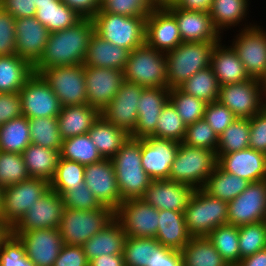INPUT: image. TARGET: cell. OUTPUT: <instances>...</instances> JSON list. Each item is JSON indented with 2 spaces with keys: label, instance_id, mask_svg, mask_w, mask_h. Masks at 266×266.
I'll return each mask as SVG.
<instances>
[{
  "label": "cell",
  "instance_id": "24",
  "mask_svg": "<svg viewBox=\"0 0 266 266\" xmlns=\"http://www.w3.org/2000/svg\"><path fill=\"white\" fill-rule=\"evenodd\" d=\"M217 165L224 171L257 182L266 179V154L252 148L231 153H216Z\"/></svg>",
  "mask_w": 266,
  "mask_h": 266
},
{
  "label": "cell",
  "instance_id": "18",
  "mask_svg": "<svg viewBox=\"0 0 266 266\" xmlns=\"http://www.w3.org/2000/svg\"><path fill=\"white\" fill-rule=\"evenodd\" d=\"M11 232L22 241L27 257L35 266H53L64 245L58 228Z\"/></svg>",
  "mask_w": 266,
  "mask_h": 266
},
{
  "label": "cell",
  "instance_id": "31",
  "mask_svg": "<svg viewBox=\"0 0 266 266\" xmlns=\"http://www.w3.org/2000/svg\"><path fill=\"white\" fill-rule=\"evenodd\" d=\"M130 51L93 34L88 44L84 66L124 70Z\"/></svg>",
  "mask_w": 266,
  "mask_h": 266
},
{
  "label": "cell",
  "instance_id": "42",
  "mask_svg": "<svg viewBox=\"0 0 266 266\" xmlns=\"http://www.w3.org/2000/svg\"><path fill=\"white\" fill-rule=\"evenodd\" d=\"M207 238L228 265L240 263L238 227L230 224L220 225L212 230Z\"/></svg>",
  "mask_w": 266,
  "mask_h": 266
},
{
  "label": "cell",
  "instance_id": "60",
  "mask_svg": "<svg viewBox=\"0 0 266 266\" xmlns=\"http://www.w3.org/2000/svg\"><path fill=\"white\" fill-rule=\"evenodd\" d=\"M21 115L22 105L19 93H0V127Z\"/></svg>",
  "mask_w": 266,
  "mask_h": 266
},
{
  "label": "cell",
  "instance_id": "46",
  "mask_svg": "<svg viewBox=\"0 0 266 266\" xmlns=\"http://www.w3.org/2000/svg\"><path fill=\"white\" fill-rule=\"evenodd\" d=\"M250 119L236 118L220 135L216 153H231L249 148Z\"/></svg>",
  "mask_w": 266,
  "mask_h": 266
},
{
  "label": "cell",
  "instance_id": "52",
  "mask_svg": "<svg viewBox=\"0 0 266 266\" xmlns=\"http://www.w3.org/2000/svg\"><path fill=\"white\" fill-rule=\"evenodd\" d=\"M218 141L219 136L217 133L205 119H201L187 126L182 143L216 153Z\"/></svg>",
  "mask_w": 266,
  "mask_h": 266
},
{
  "label": "cell",
  "instance_id": "9",
  "mask_svg": "<svg viewBox=\"0 0 266 266\" xmlns=\"http://www.w3.org/2000/svg\"><path fill=\"white\" fill-rule=\"evenodd\" d=\"M115 217V212L102 206L95 210L65 208L58 226L65 245L82 246Z\"/></svg>",
  "mask_w": 266,
  "mask_h": 266
},
{
  "label": "cell",
  "instance_id": "6",
  "mask_svg": "<svg viewBox=\"0 0 266 266\" xmlns=\"http://www.w3.org/2000/svg\"><path fill=\"white\" fill-rule=\"evenodd\" d=\"M92 22L95 34L130 52L145 43V16H124L100 9Z\"/></svg>",
  "mask_w": 266,
  "mask_h": 266
},
{
  "label": "cell",
  "instance_id": "70",
  "mask_svg": "<svg viewBox=\"0 0 266 266\" xmlns=\"http://www.w3.org/2000/svg\"><path fill=\"white\" fill-rule=\"evenodd\" d=\"M19 266H35L34 263L26 256L22 261H20Z\"/></svg>",
  "mask_w": 266,
  "mask_h": 266
},
{
  "label": "cell",
  "instance_id": "8",
  "mask_svg": "<svg viewBox=\"0 0 266 266\" xmlns=\"http://www.w3.org/2000/svg\"><path fill=\"white\" fill-rule=\"evenodd\" d=\"M50 189V182L30 177L0 191V220L11 230Z\"/></svg>",
  "mask_w": 266,
  "mask_h": 266
},
{
  "label": "cell",
  "instance_id": "37",
  "mask_svg": "<svg viewBox=\"0 0 266 266\" xmlns=\"http://www.w3.org/2000/svg\"><path fill=\"white\" fill-rule=\"evenodd\" d=\"M183 266H227L207 236L191 237L181 250Z\"/></svg>",
  "mask_w": 266,
  "mask_h": 266
},
{
  "label": "cell",
  "instance_id": "50",
  "mask_svg": "<svg viewBox=\"0 0 266 266\" xmlns=\"http://www.w3.org/2000/svg\"><path fill=\"white\" fill-rule=\"evenodd\" d=\"M29 178L22 154L0 151V189Z\"/></svg>",
  "mask_w": 266,
  "mask_h": 266
},
{
  "label": "cell",
  "instance_id": "51",
  "mask_svg": "<svg viewBox=\"0 0 266 266\" xmlns=\"http://www.w3.org/2000/svg\"><path fill=\"white\" fill-rule=\"evenodd\" d=\"M85 166L75 161L59 158L50 189H72L84 182Z\"/></svg>",
  "mask_w": 266,
  "mask_h": 266
},
{
  "label": "cell",
  "instance_id": "13",
  "mask_svg": "<svg viewBox=\"0 0 266 266\" xmlns=\"http://www.w3.org/2000/svg\"><path fill=\"white\" fill-rule=\"evenodd\" d=\"M266 221V179L250 182L228 202V224L242 226Z\"/></svg>",
  "mask_w": 266,
  "mask_h": 266
},
{
  "label": "cell",
  "instance_id": "63",
  "mask_svg": "<svg viewBox=\"0 0 266 266\" xmlns=\"http://www.w3.org/2000/svg\"><path fill=\"white\" fill-rule=\"evenodd\" d=\"M82 18H93L101 9V0H61Z\"/></svg>",
  "mask_w": 266,
  "mask_h": 266
},
{
  "label": "cell",
  "instance_id": "22",
  "mask_svg": "<svg viewBox=\"0 0 266 266\" xmlns=\"http://www.w3.org/2000/svg\"><path fill=\"white\" fill-rule=\"evenodd\" d=\"M182 42L175 17L166 8H154L146 17L145 43L166 53Z\"/></svg>",
  "mask_w": 266,
  "mask_h": 266
},
{
  "label": "cell",
  "instance_id": "25",
  "mask_svg": "<svg viewBox=\"0 0 266 266\" xmlns=\"http://www.w3.org/2000/svg\"><path fill=\"white\" fill-rule=\"evenodd\" d=\"M165 8L175 17L183 42L223 40L213 25L209 12L183 10L173 4Z\"/></svg>",
  "mask_w": 266,
  "mask_h": 266
},
{
  "label": "cell",
  "instance_id": "39",
  "mask_svg": "<svg viewBox=\"0 0 266 266\" xmlns=\"http://www.w3.org/2000/svg\"><path fill=\"white\" fill-rule=\"evenodd\" d=\"M35 17L50 33L68 29L82 19L61 0H56L52 4L36 6Z\"/></svg>",
  "mask_w": 266,
  "mask_h": 266
},
{
  "label": "cell",
  "instance_id": "5",
  "mask_svg": "<svg viewBox=\"0 0 266 266\" xmlns=\"http://www.w3.org/2000/svg\"><path fill=\"white\" fill-rule=\"evenodd\" d=\"M216 165L215 152L180 142L171 165L169 180L184 183L194 189L203 188Z\"/></svg>",
  "mask_w": 266,
  "mask_h": 266
},
{
  "label": "cell",
  "instance_id": "23",
  "mask_svg": "<svg viewBox=\"0 0 266 266\" xmlns=\"http://www.w3.org/2000/svg\"><path fill=\"white\" fill-rule=\"evenodd\" d=\"M16 55L34 66L42 57L49 30L36 17L15 19Z\"/></svg>",
  "mask_w": 266,
  "mask_h": 266
},
{
  "label": "cell",
  "instance_id": "66",
  "mask_svg": "<svg viewBox=\"0 0 266 266\" xmlns=\"http://www.w3.org/2000/svg\"><path fill=\"white\" fill-rule=\"evenodd\" d=\"M238 266H266V249L241 259Z\"/></svg>",
  "mask_w": 266,
  "mask_h": 266
},
{
  "label": "cell",
  "instance_id": "47",
  "mask_svg": "<svg viewBox=\"0 0 266 266\" xmlns=\"http://www.w3.org/2000/svg\"><path fill=\"white\" fill-rule=\"evenodd\" d=\"M186 128L187 125L183 122L175 106L169 100L164 105L157 121V128L151 136L159 139H170L182 142Z\"/></svg>",
  "mask_w": 266,
  "mask_h": 266
},
{
  "label": "cell",
  "instance_id": "11",
  "mask_svg": "<svg viewBox=\"0 0 266 266\" xmlns=\"http://www.w3.org/2000/svg\"><path fill=\"white\" fill-rule=\"evenodd\" d=\"M255 23L251 27L240 29L230 41L251 78L261 80L266 73V29Z\"/></svg>",
  "mask_w": 266,
  "mask_h": 266
},
{
  "label": "cell",
  "instance_id": "32",
  "mask_svg": "<svg viewBox=\"0 0 266 266\" xmlns=\"http://www.w3.org/2000/svg\"><path fill=\"white\" fill-rule=\"evenodd\" d=\"M127 236L121 223L114 217L100 232L82 246L88 261L106 254H123Z\"/></svg>",
  "mask_w": 266,
  "mask_h": 266
},
{
  "label": "cell",
  "instance_id": "38",
  "mask_svg": "<svg viewBox=\"0 0 266 266\" xmlns=\"http://www.w3.org/2000/svg\"><path fill=\"white\" fill-rule=\"evenodd\" d=\"M249 183L246 179L230 174L216 165L203 189L211 196L229 202L239 196Z\"/></svg>",
  "mask_w": 266,
  "mask_h": 266
},
{
  "label": "cell",
  "instance_id": "65",
  "mask_svg": "<svg viewBox=\"0 0 266 266\" xmlns=\"http://www.w3.org/2000/svg\"><path fill=\"white\" fill-rule=\"evenodd\" d=\"M89 266H125L123 254H106L89 261Z\"/></svg>",
  "mask_w": 266,
  "mask_h": 266
},
{
  "label": "cell",
  "instance_id": "53",
  "mask_svg": "<svg viewBox=\"0 0 266 266\" xmlns=\"http://www.w3.org/2000/svg\"><path fill=\"white\" fill-rule=\"evenodd\" d=\"M62 196L65 208L78 210H95L102 207L93 193L83 182L72 189H51Z\"/></svg>",
  "mask_w": 266,
  "mask_h": 266
},
{
  "label": "cell",
  "instance_id": "26",
  "mask_svg": "<svg viewBox=\"0 0 266 266\" xmlns=\"http://www.w3.org/2000/svg\"><path fill=\"white\" fill-rule=\"evenodd\" d=\"M194 191L184 183L152 180L141 199L157 210L184 212Z\"/></svg>",
  "mask_w": 266,
  "mask_h": 266
},
{
  "label": "cell",
  "instance_id": "57",
  "mask_svg": "<svg viewBox=\"0 0 266 266\" xmlns=\"http://www.w3.org/2000/svg\"><path fill=\"white\" fill-rule=\"evenodd\" d=\"M15 18L0 7V56L16 54Z\"/></svg>",
  "mask_w": 266,
  "mask_h": 266
},
{
  "label": "cell",
  "instance_id": "43",
  "mask_svg": "<svg viewBox=\"0 0 266 266\" xmlns=\"http://www.w3.org/2000/svg\"><path fill=\"white\" fill-rule=\"evenodd\" d=\"M60 158L75 161L84 166L104 159L88 133L63 139Z\"/></svg>",
  "mask_w": 266,
  "mask_h": 266
},
{
  "label": "cell",
  "instance_id": "19",
  "mask_svg": "<svg viewBox=\"0 0 266 266\" xmlns=\"http://www.w3.org/2000/svg\"><path fill=\"white\" fill-rule=\"evenodd\" d=\"M180 142L152 136L141 138V161L152 180H169Z\"/></svg>",
  "mask_w": 266,
  "mask_h": 266
},
{
  "label": "cell",
  "instance_id": "55",
  "mask_svg": "<svg viewBox=\"0 0 266 266\" xmlns=\"http://www.w3.org/2000/svg\"><path fill=\"white\" fill-rule=\"evenodd\" d=\"M235 114L219 101L207 103L204 119L219 136L236 120Z\"/></svg>",
  "mask_w": 266,
  "mask_h": 266
},
{
  "label": "cell",
  "instance_id": "29",
  "mask_svg": "<svg viewBox=\"0 0 266 266\" xmlns=\"http://www.w3.org/2000/svg\"><path fill=\"white\" fill-rule=\"evenodd\" d=\"M100 116L101 111L88 104L62 107L57 116L61 138L87 134Z\"/></svg>",
  "mask_w": 266,
  "mask_h": 266
},
{
  "label": "cell",
  "instance_id": "34",
  "mask_svg": "<svg viewBox=\"0 0 266 266\" xmlns=\"http://www.w3.org/2000/svg\"><path fill=\"white\" fill-rule=\"evenodd\" d=\"M33 74V66L18 55L0 56V93H19Z\"/></svg>",
  "mask_w": 266,
  "mask_h": 266
},
{
  "label": "cell",
  "instance_id": "56",
  "mask_svg": "<svg viewBox=\"0 0 266 266\" xmlns=\"http://www.w3.org/2000/svg\"><path fill=\"white\" fill-rule=\"evenodd\" d=\"M26 256L22 241L10 231L0 245V266H19Z\"/></svg>",
  "mask_w": 266,
  "mask_h": 266
},
{
  "label": "cell",
  "instance_id": "62",
  "mask_svg": "<svg viewBox=\"0 0 266 266\" xmlns=\"http://www.w3.org/2000/svg\"><path fill=\"white\" fill-rule=\"evenodd\" d=\"M151 266H183L182 253L160 245L154 249V260Z\"/></svg>",
  "mask_w": 266,
  "mask_h": 266
},
{
  "label": "cell",
  "instance_id": "45",
  "mask_svg": "<svg viewBox=\"0 0 266 266\" xmlns=\"http://www.w3.org/2000/svg\"><path fill=\"white\" fill-rule=\"evenodd\" d=\"M160 245L155 238L127 237L123 249L125 266H151L154 249Z\"/></svg>",
  "mask_w": 266,
  "mask_h": 266
},
{
  "label": "cell",
  "instance_id": "64",
  "mask_svg": "<svg viewBox=\"0 0 266 266\" xmlns=\"http://www.w3.org/2000/svg\"><path fill=\"white\" fill-rule=\"evenodd\" d=\"M213 0H176L174 6L183 10L209 12Z\"/></svg>",
  "mask_w": 266,
  "mask_h": 266
},
{
  "label": "cell",
  "instance_id": "27",
  "mask_svg": "<svg viewBox=\"0 0 266 266\" xmlns=\"http://www.w3.org/2000/svg\"><path fill=\"white\" fill-rule=\"evenodd\" d=\"M169 88L149 87L142 90L137 102L138 120L130 138L141 139L151 136L164 105L169 101Z\"/></svg>",
  "mask_w": 266,
  "mask_h": 266
},
{
  "label": "cell",
  "instance_id": "20",
  "mask_svg": "<svg viewBox=\"0 0 266 266\" xmlns=\"http://www.w3.org/2000/svg\"><path fill=\"white\" fill-rule=\"evenodd\" d=\"M123 81L122 70L85 66L87 104L103 110L113 100Z\"/></svg>",
  "mask_w": 266,
  "mask_h": 266
},
{
  "label": "cell",
  "instance_id": "16",
  "mask_svg": "<svg viewBox=\"0 0 266 266\" xmlns=\"http://www.w3.org/2000/svg\"><path fill=\"white\" fill-rule=\"evenodd\" d=\"M22 115L28 119L57 117L62 105L39 74H33L19 92Z\"/></svg>",
  "mask_w": 266,
  "mask_h": 266
},
{
  "label": "cell",
  "instance_id": "49",
  "mask_svg": "<svg viewBox=\"0 0 266 266\" xmlns=\"http://www.w3.org/2000/svg\"><path fill=\"white\" fill-rule=\"evenodd\" d=\"M241 259L266 249V221L238 227Z\"/></svg>",
  "mask_w": 266,
  "mask_h": 266
},
{
  "label": "cell",
  "instance_id": "2",
  "mask_svg": "<svg viewBox=\"0 0 266 266\" xmlns=\"http://www.w3.org/2000/svg\"><path fill=\"white\" fill-rule=\"evenodd\" d=\"M111 160L122 202L141 199L152 181L142 167L141 139L129 137Z\"/></svg>",
  "mask_w": 266,
  "mask_h": 266
},
{
  "label": "cell",
  "instance_id": "54",
  "mask_svg": "<svg viewBox=\"0 0 266 266\" xmlns=\"http://www.w3.org/2000/svg\"><path fill=\"white\" fill-rule=\"evenodd\" d=\"M155 7L150 0H102L101 10L103 12L119 14L124 16L147 17Z\"/></svg>",
  "mask_w": 266,
  "mask_h": 266
},
{
  "label": "cell",
  "instance_id": "30",
  "mask_svg": "<svg viewBox=\"0 0 266 266\" xmlns=\"http://www.w3.org/2000/svg\"><path fill=\"white\" fill-rule=\"evenodd\" d=\"M249 6L250 0H213L209 14L213 25L223 35L224 31L231 30L233 27L244 26L239 27V29H244L255 24L254 22L248 24V20L245 18H249L247 16L250 11Z\"/></svg>",
  "mask_w": 266,
  "mask_h": 266
},
{
  "label": "cell",
  "instance_id": "33",
  "mask_svg": "<svg viewBox=\"0 0 266 266\" xmlns=\"http://www.w3.org/2000/svg\"><path fill=\"white\" fill-rule=\"evenodd\" d=\"M158 229L155 239L164 247L181 251L190 241L184 212L159 210Z\"/></svg>",
  "mask_w": 266,
  "mask_h": 266
},
{
  "label": "cell",
  "instance_id": "17",
  "mask_svg": "<svg viewBox=\"0 0 266 266\" xmlns=\"http://www.w3.org/2000/svg\"><path fill=\"white\" fill-rule=\"evenodd\" d=\"M84 183L102 206L109 207L115 212L122 203L111 159L104 158L85 165Z\"/></svg>",
  "mask_w": 266,
  "mask_h": 266
},
{
  "label": "cell",
  "instance_id": "15",
  "mask_svg": "<svg viewBox=\"0 0 266 266\" xmlns=\"http://www.w3.org/2000/svg\"><path fill=\"white\" fill-rule=\"evenodd\" d=\"M144 87L124 80L113 100L101 110V116L131 136L138 120L137 102Z\"/></svg>",
  "mask_w": 266,
  "mask_h": 266
},
{
  "label": "cell",
  "instance_id": "28",
  "mask_svg": "<svg viewBox=\"0 0 266 266\" xmlns=\"http://www.w3.org/2000/svg\"><path fill=\"white\" fill-rule=\"evenodd\" d=\"M210 67L220 86L248 81L251 77L236 52L222 40L216 44L211 55Z\"/></svg>",
  "mask_w": 266,
  "mask_h": 266
},
{
  "label": "cell",
  "instance_id": "7",
  "mask_svg": "<svg viewBox=\"0 0 266 266\" xmlns=\"http://www.w3.org/2000/svg\"><path fill=\"white\" fill-rule=\"evenodd\" d=\"M166 68V54L144 43L129 53L124 80L144 88H169Z\"/></svg>",
  "mask_w": 266,
  "mask_h": 266
},
{
  "label": "cell",
  "instance_id": "48",
  "mask_svg": "<svg viewBox=\"0 0 266 266\" xmlns=\"http://www.w3.org/2000/svg\"><path fill=\"white\" fill-rule=\"evenodd\" d=\"M169 100L187 126L204 119L205 101L183 92L179 87L170 89Z\"/></svg>",
  "mask_w": 266,
  "mask_h": 266
},
{
  "label": "cell",
  "instance_id": "36",
  "mask_svg": "<svg viewBox=\"0 0 266 266\" xmlns=\"http://www.w3.org/2000/svg\"><path fill=\"white\" fill-rule=\"evenodd\" d=\"M88 135L96 145L103 158L112 159L122 145L130 137L123 130L100 116L88 131Z\"/></svg>",
  "mask_w": 266,
  "mask_h": 266
},
{
  "label": "cell",
  "instance_id": "21",
  "mask_svg": "<svg viewBox=\"0 0 266 266\" xmlns=\"http://www.w3.org/2000/svg\"><path fill=\"white\" fill-rule=\"evenodd\" d=\"M65 205L62 196L49 189L20 219L11 231L58 228Z\"/></svg>",
  "mask_w": 266,
  "mask_h": 266
},
{
  "label": "cell",
  "instance_id": "3",
  "mask_svg": "<svg viewBox=\"0 0 266 266\" xmlns=\"http://www.w3.org/2000/svg\"><path fill=\"white\" fill-rule=\"evenodd\" d=\"M219 42H182L166 52L169 89L179 87L196 72L209 67L213 49Z\"/></svg>",
  "mask_w": 266,
  "mask_h": 266
},
{
  "label": "cell",
  "instance_id": "12",
  "mask_svg": "<svg viewBox=\"0 0 266 266\" xmlns=\"http://www.w3.org/2000/svg\"><path fill=\"white\" fill-rule=\"evenodd\" d=\"M218 101L237 118L245 119L252 118L266 106L261 82L255 78L220 86Z\"/></svg>",
  "mask_w": 266,
  "mask_h": 266
},
{
  "label": "cell",
  "instance_id": "40",
  "mask_svg": "<svg viewBox=\"0 0 266 266\" xmlns=\"http://www.w3.org/2000/svg\"><path fill=\"white\" fill-rule=\"evenodd\" d=\"M31 144L28 118L21 115L0 127V151L22 154Z\"/></svg>",
  "mask_w": 266,
  "mask_h": 266
},
{
  "label": "cell",
  "instance_id": "35",
  "mask_svg": "<svg viewBox=\"0 0 266 266\" xmlns=\"http://www.w3.org/2000/svg\"><path fill=\"white\" fill-rule=\"evenodd\" d=\"M22 156L30 177L43 178L49 182L54 178L60 151L31 143Z\"/></svg>",
  "mask_w": 266,
  "mask_h": 266
},
{
  "label": "cell",
  "instance_id": "58",
  "mask_svg": "<svg viewBox=\"0 0 266 266\" xmlns=\"http://www.w3.org/2000/svg\"><path fill=\"white\" fill-rule=\"evenodd\" d=\"M249 148L266 154V106L250 118Z\"/></svg>",
  "mask_w": 266,
  "mask_h": 266
},
{
  "label": "cell",
  "instance_id": "68",
  "mask_svg": "<svg viewBox=\"0 0 266 266\" xmlns=\"http://www.w3.org/2000/svg\"><path fill=\"white\" fill-rule=\"evenodd\" d=\"M11 230L0 220V245L2 240L9 234Z\"/></svg>",
  "mask_w": 266,
  "mask_h": 266
},
{
  "label": "cell",
  "instance_id": "14",
  "mask_svg": "<svg viewBox=\"0 0 266 266\" xmlns=\"http://www.w3.org/2000/svg\"><path fill=\"white\" fill-rule=\"evenodd\" d=\"M127 237L155 238L158 229L159 210L142 199L123 201L115 211Z\"/></svg>",
  "mask_w": 266,
  "mask_h": 266
},
{
  "label": "cell",
  "instance_id": "59",
  "mask_svg": "<svg viewBox=\"0 0 266 266\" xmlns=\"http://www.w3.org/2000/svg\"><path fill=\"white\" fill-rule=\"evenodd\" d=\"M53 266H89L83 246L63 245Z\"/></svg>",
  "mask_w": 266,
  "mask_h": 266
},
{
  "label": "cell",
  "instance_id": "10",
  "mask_svg": "<svg viewBox=\"0 0 266 266\" xmlns=\"http://www.w3.org/2000/svg\"><path fill=\"white\" fill-rule=\"evenodd\" d=\"M39 75L59 98L62 107L87 104L84 64L47 68Z\"/></svg>",
  "mask_w": 266,
  "mask_h": 266
},
{
  "label": "cell",
  "instance_id": "41",
  "mask_svg": "<svg viewBox=\"0 0 266 266\" xmlns=\"http://www.w3.org/2000/svg\"><path fill=\"white\" fill-rule=\"evenodd\" d=\"M179 88L206 103L216 102L219 98L220 85L210 66L196 72L182 83Z\"/></svg>",
  "mask_w": 266,
  "mask_h": 266
},
{
  "label": "cell",
  "instance_id": "71",
  "mask_svg": "<svg viewBox=\"0 0 266 266\" xmlns=\"http://www.w3.org/2000/svg\"><path fill=\"white\" fill-rule=\"evenodd\" d=\"M260 82H261L262 91H263V94H264V97H265V100H266V73L263 76V78L260 80Z\"/></svg>",
  "mask_w": 266,
  "mask_h": 266
},
{
  "label": "cell",
  "instance_id": "69",
  "mask_svg": "<svg viewBox=\"0 0 266 266\" xmlns=\"http://www.w3.org/2000/svg\"><path fill=\"white\" fill-rule=\"evenodd\" d=\"M54 1L56 0H33V4H35L36 6H40V5L52 4V2Z\"/></svg>",
  "mask_w": 266,
  "mask_h": 266
},
{
  "label": "cell",
  "instance_id": "67",
  "mask_svg": "<svg viewBox=\"0 0 266 266\" xmlns=\"http://www.w3.org/2000/svg\"><path fill=\"white\" fill-rule=\"evenodd\" d=\"M176 0H150L151 4L155 8H165L167 6H170L174 4Z\"/></svg>",
  "mask_w": 266,
  "mask_h": 266
},
{
  "label": "cell",
  "instance_id": "61",
  "mask_svg": "<svg viewBox=\"0 0 266 266\" xmlns=\"http://www.w3.org/2000/svg\"><path fill=\"white\" fill-rule=\"evenodd\" d=\"M0 7L15 19L36 15V5L33 4V0H0Z\"/></svg>",
  "mask_w": 266,
  "mask_h": 266
},
{
  "label": "cell",
  "instance_id": "44",
  "mask_svg": "<svg viewBox=\"0 0 266 266\" xmlns=\"http://www.w3.org/2000/svg\"><path fill=\"white\" fill-rule=\"evenodd\" d=\"M32 144L48 149L61 150L63 139L60 136L57 117L28 119Z\"/></svg>",
  "mask_w": 266,
  "mask_h": 266
},
{
  "label": "cell",
  "instance_id": "1",
  "mask_svg": "<svg viewBox=\"0 0 266 266\" xmlns=\"http://www.w3.org/2000/svg\"><path fill=\"white\" fill-rule=\"evenodd\" d=\"M93 34L91 18H82L68 29L50 33L41 59L33 66L34 73L56 66L84 64Z\"/></svg>",
  "mask_w": 266,
  "mask_h": 266
},
{
  "label": "cell",
  "instance_id": "4",
  "mask_svg": "<svg viewBox=\"0 0 266 266\" xmlns=\"http://www.w3.org/2000/svg\"><path fill=\"white\" fill-rule=\"evenodd\" d=\"M186 228L192 237L207 236L220 225L228 224V202L195 189L184 210Z\"/></svg>",
  "mask_w": 266,
  "mask_h": 266
}]
</instances>
